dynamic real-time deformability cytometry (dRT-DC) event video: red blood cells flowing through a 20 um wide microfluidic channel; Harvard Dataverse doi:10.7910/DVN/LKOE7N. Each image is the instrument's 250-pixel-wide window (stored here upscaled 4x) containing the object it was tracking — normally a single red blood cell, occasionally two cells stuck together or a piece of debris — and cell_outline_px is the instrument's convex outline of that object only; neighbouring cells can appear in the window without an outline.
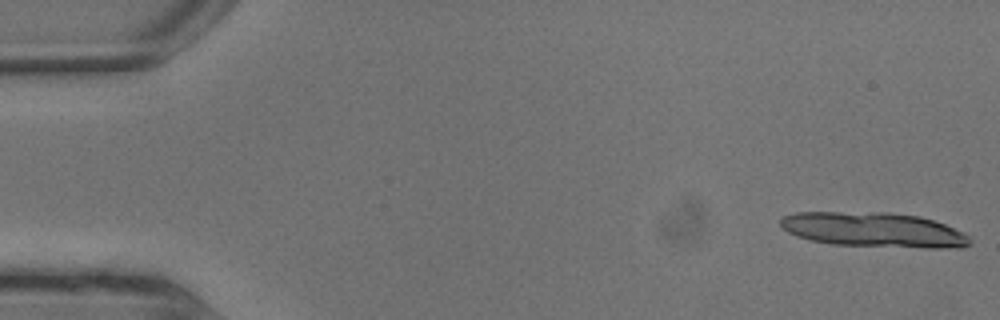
{"species": "common noctule bat (a hibernating species)", "species_latin": "Nyctalus noctula", "temperature_condition": "warm", "stored_images_in_passage": 6, "camera_frame_rate_fps": 3000, "um_per_image_px": 0.085, "animal": {"sex": "male", "body_mass_g": 13.3}, "frame": {"image": 1, "passage_image": 1, "time_ms": 0.0, "image_size_px": [1000, 320], "cell_outline_px": [[968, 244], [836, 244], [812, 240], [788, 232], [780, 224], [780, 220], [784, 216], [800, 212], [832, 212], [916, 216], [932, 220], [944, 224], [960, 232], [968, 240]], "centroid_in_image_um": [73.96, 19.46], "position_along_channel_um": 11.0, "area_um2": 34.39}}